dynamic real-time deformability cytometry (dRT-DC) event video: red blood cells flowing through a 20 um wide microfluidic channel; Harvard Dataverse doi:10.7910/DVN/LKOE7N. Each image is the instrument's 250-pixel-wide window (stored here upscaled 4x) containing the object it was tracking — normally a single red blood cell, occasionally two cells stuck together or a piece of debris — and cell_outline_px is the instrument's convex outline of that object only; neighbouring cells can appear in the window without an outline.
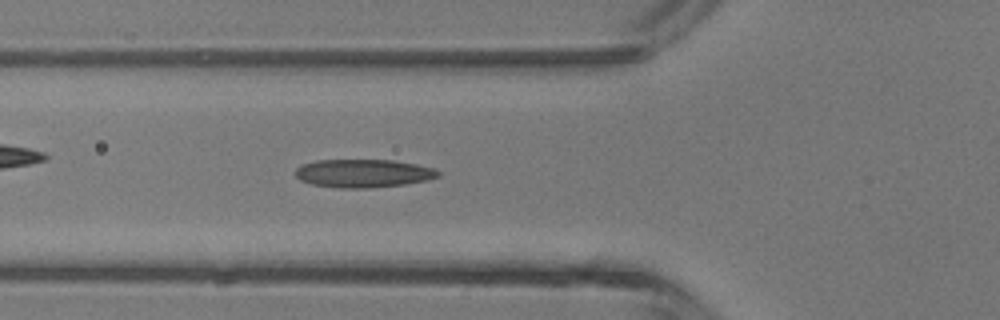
{"species": "common noctule bat (a hibernating species)", "species_latin": "Nyctalus noctula", "temperature_condition": "room temperature", "stored_images_in_passage": 41, "camera_frame_rate_fps": 3000, "um_per_image_px": 0.085, "animal": {"sex": "male", "body_mass_g": 13.3}, "frame": {"image": 1, "passage_image": 15, "time_ms": 4.667, "image_size_px": [1000, 320], "cell_outline_px": [[440, 176], [424, 180], [404, 184], [368, 188], [336, 188], [312, 184], [300, 180], [296, 176], [296, 168], [300, 164], [316, 160], [392, 160], [416, 164], [432, 168], [440, 172]], "centroid_in_image_um": [30.83, 14.73], "position_along_channel_um": 95.0, "area_um2": 23.41}}
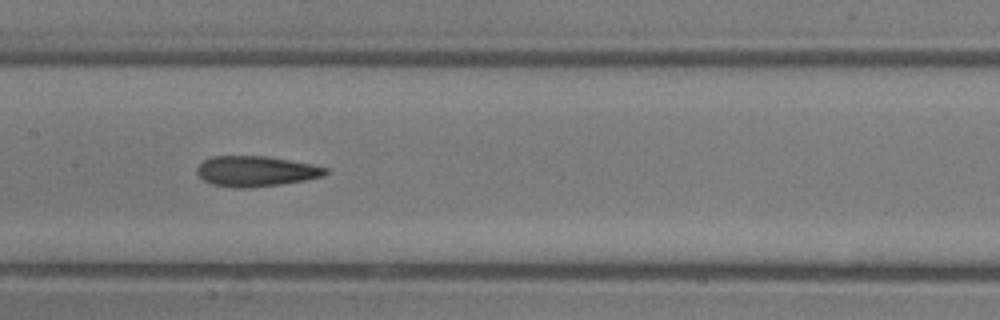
{"frame": {"image": 2, "passage_image": 21, "time_ms": 6.667, "image_size_px": [1000, 320], "cell_outline_px": [[328, 172], [324, 176], [304, 180], [280, 184], [248, 188], [236, 188], [212, 184], [204, 180], [196, 172], [196, 168], [204, 160], [212, 156], [268, 156], [312, 164], [328, 168]], "centroid_in_image_um": [21.75, 14.55], "position_along_channel_um": 185.6, "area_um2": 22.77}}
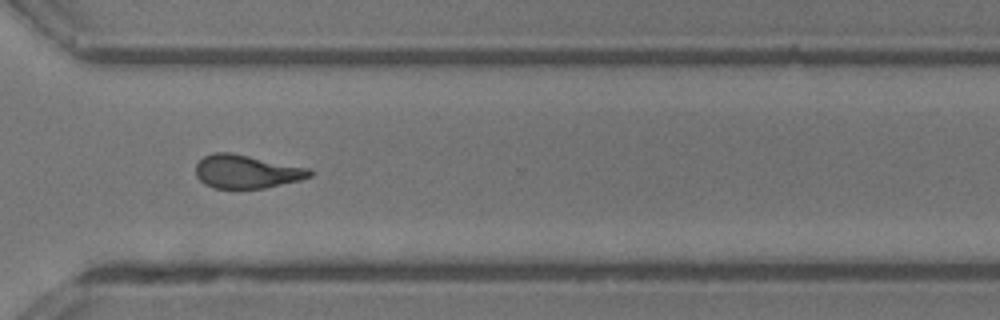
{"frame": {"image": 3, "passage_image": 32, "time_ms": 10.333, "image_size_px": [1000, 320], "cell_outline_px": [[312, 176], [300, 180], [264, 188], [216, 188], [204, 184], [196, 176], [196, 164], [204, 156], [212, 152], [228, 152], [308, 168], [312, 172]], "centroid_in_image_um": [20.92, 14.59], "position_along_channel_um": 349.7, "area_um2": 21.91}, "authors_computed_cell_mechanics": {"area_um2": 22.4264, "velocity_mm_per_s": 4.4976, "shape_relaxation_time_tau1_ms": 9.0974, "shape_relaxation_time_tau2_ms": 2.9277, "deformation_change_tau1": 0.2417, "deformation_change_tau2": 0.1259}}